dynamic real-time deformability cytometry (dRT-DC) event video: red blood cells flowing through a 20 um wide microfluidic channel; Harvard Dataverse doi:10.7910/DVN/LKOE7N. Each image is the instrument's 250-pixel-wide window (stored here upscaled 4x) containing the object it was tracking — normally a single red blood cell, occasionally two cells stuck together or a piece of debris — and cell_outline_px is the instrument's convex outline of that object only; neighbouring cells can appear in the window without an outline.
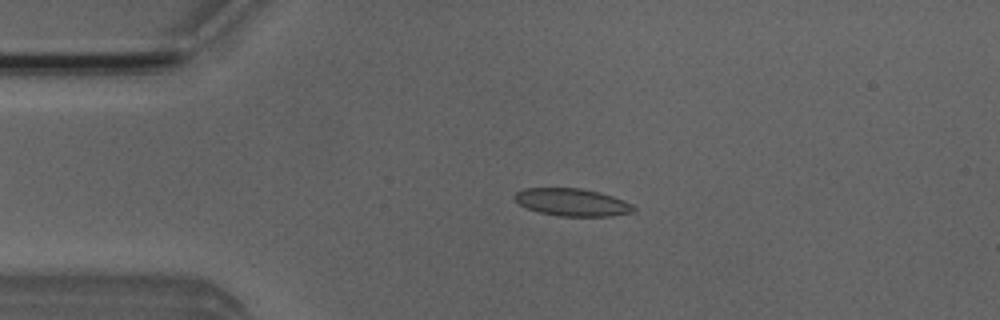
{"species": "Egyptian fruit bat (a non-hibernating species)", "species_latin": "Rousettus aegyptiacus", "temperature_condition": "room temperature", "stored_images_in_passage": 50, "camera_frame_rate_fps": 3000, "um_per_image_px": 0.085, "animal": {"sex": "male"}, "frame": {"image": 1, "passage_image": 10, "time_ms": 3.0, "image_size_px": [1000, 320], "cell_outline_px": [[636, 212], [612, 216], [560, 216], [540, 212], [528, 208], [520, 204], [512, 196], [516, 192], [524, 188], [580, 188], [600, 192], [624, 200], [632, 204], [636, 208]], "centroid_in_image_um": [48.67, 17.19], "position_along_channel_um": 36.3, "area_um2": 19.13}}
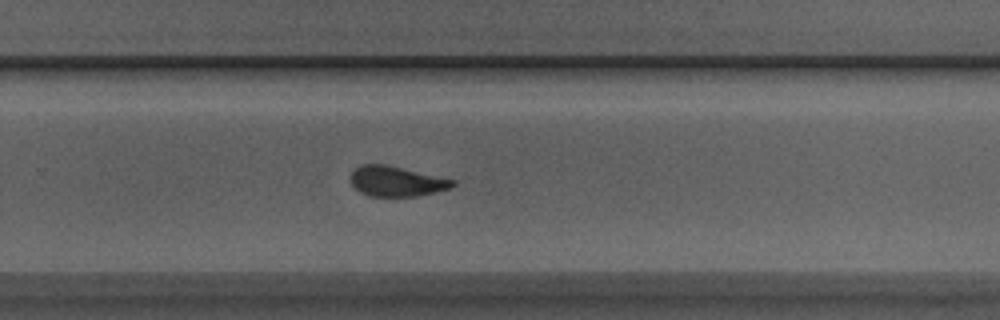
{"frame": {"image": 2, "passage_image": 32, "time_ms": 10.333, "image_size_px": [1000, 320], "cell_outline_px": [[456, 184], [452, 188], [436, 192], [416, 196], [368, 196], [352, 188], [352, 172], [356, 168], [364, 164], [388, 164], [456, 180]], "centroid_in_image_um": [33.73, 15.41], "position_along_channel_um": 296.1, "area_um2": 18.09}}
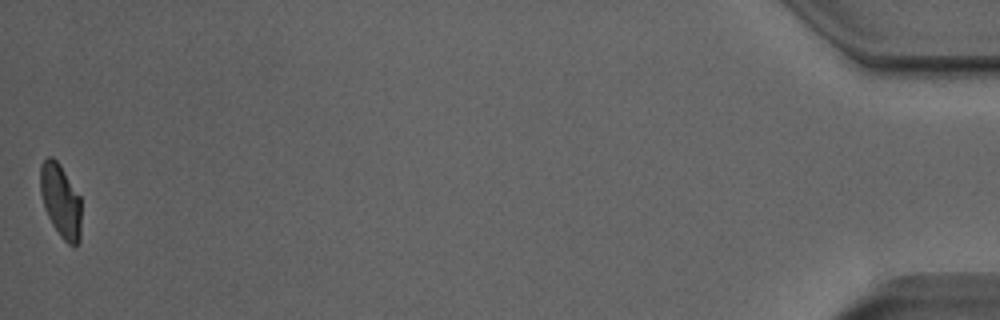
{"frame": {"image": 3, "passage_image": 50, "time_ms": 16.333, "image_size_px": [1000, 320], "cell_outline_px": [[80, 240], [72, 248], [60, 236], [52, 224], [44, 208], [40, 192], [40, 164], [48, 156], [52, 156], [60, 164], [80, 196]], "centroid_in_image_um": [5.14, 17.06], "position_along_channel_um": 430.1, "area_um2": 17.63}, "authors_computed_cell_mechanics": {"area_um2": 18.9584, "velocity_mm_per_s": 3.9689, "shape_relaxation_time_tau1_ms": 5.1288, "shape_relaxation_time_tau2_ms": 1.2462, "deformation_change_tau1": 0.1669, "deformation_change_tau2": 0.096}}